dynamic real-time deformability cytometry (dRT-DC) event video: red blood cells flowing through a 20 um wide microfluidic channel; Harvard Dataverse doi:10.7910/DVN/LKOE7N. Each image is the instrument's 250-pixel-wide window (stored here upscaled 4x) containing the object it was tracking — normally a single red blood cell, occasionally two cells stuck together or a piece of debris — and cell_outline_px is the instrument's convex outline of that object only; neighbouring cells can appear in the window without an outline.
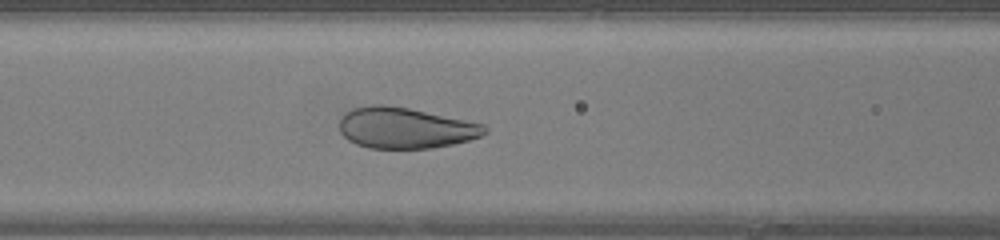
{"species": "human", "species_latin": "Homo sapiens", "temperature_condition": "warm", "stored_images_in_passage": 34, "camera_frame_rate_fps": 3000, "um_per_image_px": 0.085, "donor": {"sex": "female"}, "frame": {"image": 1, "passage_image": 6, "time_ms": 1.667, "image_size_px": [1000, 240], "cell_outline_px": [[488, 132], [480, 136], [468, 140], [452, 144], [432, 148], [368, 148], [356, 144], [348, 140], [340, 132], [340, 116], [344, 112], [352, 108], [372, 104], [384, 104], [408, 108], [484, 124], [488, 128]], "centroid_in_image_um": [34.41, 10.87], "position_along_channel_um": 132.2, "area_um2": 34.68}}
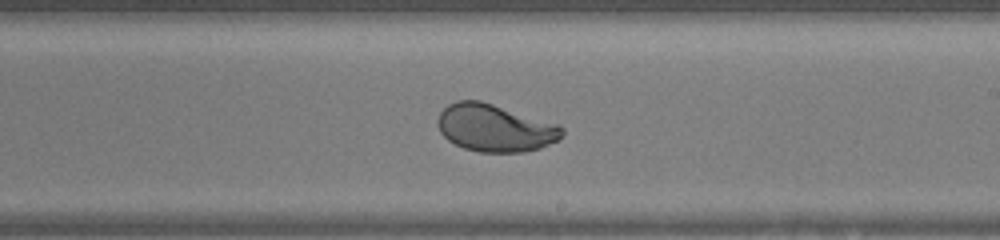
{"frame": {"image": 2, "passage_image": 14, "time_ms": 4.333, "image_size_px": [1000, 240], "cell_outline_px": [[564, 136], [560, 140], [540, 148], [524, 152], [480, 152], [464, 148], [448, 140], [440, 132], [436, 124], [436, 120], [440, 112], [448, 104], [456, 100], [480, 100], [560, 124], [564, 128]], "centroid_in_image_um": [42.09, 10.87], "position_along_channel_um": 246.9, "area_um2": 34.8}}
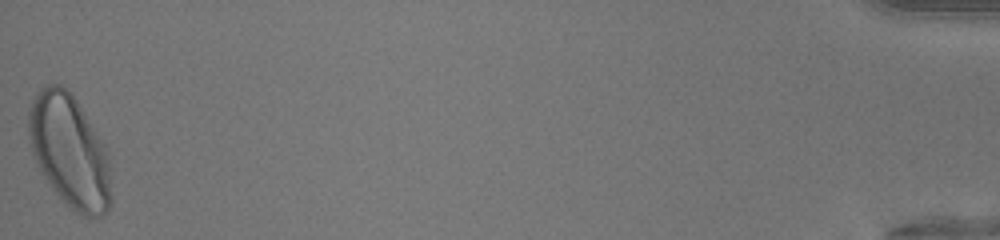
{"frame": {"image": 3, "passage_image": 34, "time_ms": 11.0, "image_size_px": [1000, 240], "cell_outline_px": [[112, 200], [108, 212], [100, 216], [80, 216], [68, 208], [64, 204], [40, 172], [36, 164], [32, 152], [28, 132], [28, 112], [32, 100], [40, 88], [44, 84], [60, 84], [72, 92], [104, 144], [108, 156], [112, 196]], "centroid_in_image_um": [5.91, 12.87], "position_along_channel_um": 429.3, "area_um2": 54.97}, "authors_computed_cell_mechanics": {"area_um2": 35.2869, "velocity_mm_per_s": 4.3226, "shape_relaxation_time_tau1_ms": 3.8006, "shape_relaxation_time_tau2_ms": null, "deformation_change_tau1": 0.1492, "deformation_change_tau2": null}}